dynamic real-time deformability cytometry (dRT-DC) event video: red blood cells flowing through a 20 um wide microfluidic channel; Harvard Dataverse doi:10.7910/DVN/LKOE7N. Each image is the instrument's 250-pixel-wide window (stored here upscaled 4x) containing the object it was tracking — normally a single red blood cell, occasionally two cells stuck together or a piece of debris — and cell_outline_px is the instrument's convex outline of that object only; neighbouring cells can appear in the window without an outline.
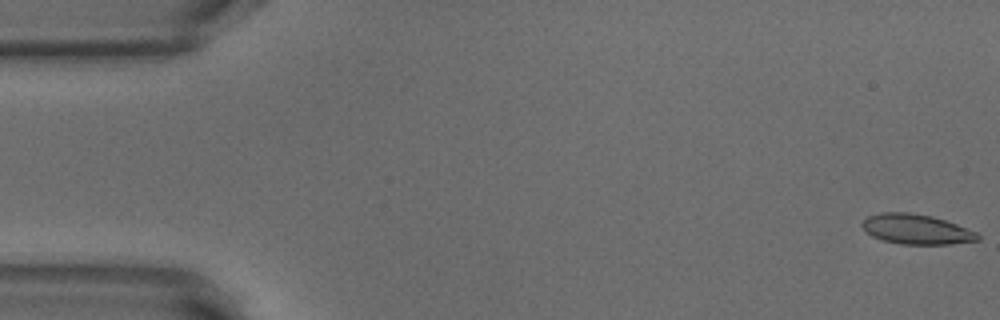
{"species": "common noctule bat (a hibernating species)", "species_latin": "Nyctalus noctula", "temperature_condition": "warm", "stored_images_in_passage": 53, "camera_frame_rate_fps": 3000, "um_per_image_px": 0.085, "animal": {"sex": "male", "body_mass_g": 18.8}, "frame": {"image": 1, "passage_image": 1, "time_ms": 0.0, "image_size_px": [1000, 320], "cell_outline_px": [[980, 240], [948, 244], [900, 244], [884, 240], [872, 236], [860, 224], [868, 216], [880, 212], [908, 212], [932, 216], [956, 224], [976, 232], [980, 236]], "centroid_in_image_um": [77.88, 19.48], "position_along_channel_um": 7.1, "area_um2": 20.0}}
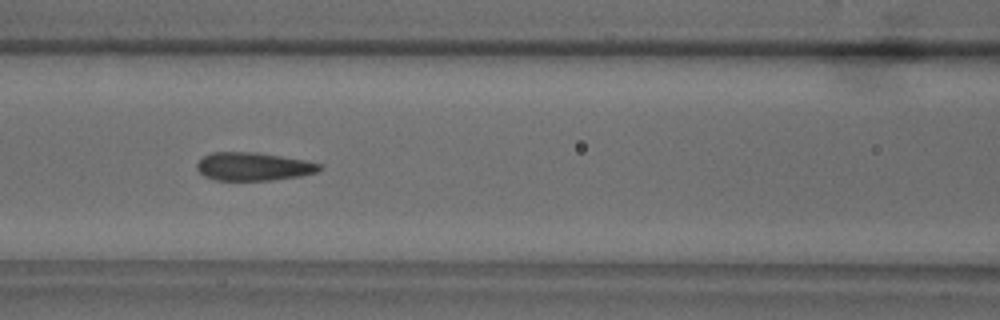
{"frame": {"image": 2, "passage_image": 22, "time_ms": 7.0, "image_size_px": [1000, 320], "cell_outline_px": [[324, 168], [316, 172], [300, 176], [272, 180], [216, 180], [204, 176], [196, 168], [196, 164], [204, 156], [212, 152], [256, 152], [304, 160], [320, 164]], "centroid_in_image_um": [21.53, 14.15], "position_along_channel_um": 145.1, "area_um2": 20.06}}
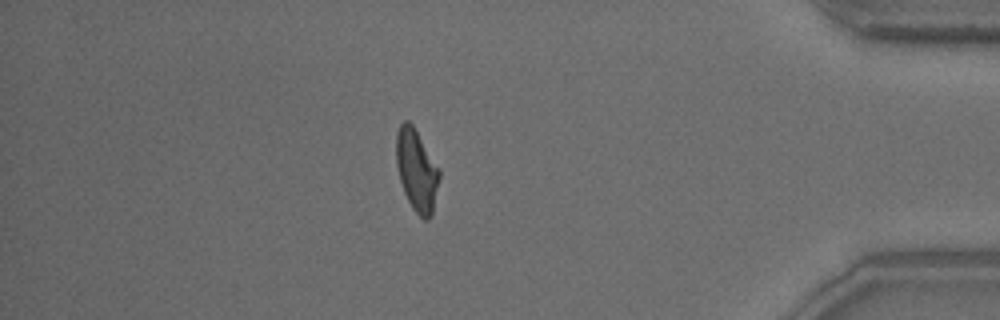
{"frame": {"image": 3, "passage_image": 45, "time_ms": 14.667, "image_size_px": [1000, 320], "cell_outline_px": [[440, 176], [432, 216], [428, 220], [424, 220], [412, 208], [404, 192], [400, 180], [396, 164], [396, 132], [400, 124], [404, 120], [408, 120], [412, 124], [440, 168]], "centroid_in_image_um": [35.42, 14.47], "position_along_channel_um": 399.8, "area_um2": 20.69}, "authors_computed_cell_mechanics": {"area_um2": 20.4034, "velocity_mm_per_s": 3.8534, "shape_relaxation_time_tau1_ms": 8.2761, "shape_relaxation_time_tau2_ms": 1.4985, "deformation_change_tau1": 0.19, "deformation_change_tau2": 0.0758}}